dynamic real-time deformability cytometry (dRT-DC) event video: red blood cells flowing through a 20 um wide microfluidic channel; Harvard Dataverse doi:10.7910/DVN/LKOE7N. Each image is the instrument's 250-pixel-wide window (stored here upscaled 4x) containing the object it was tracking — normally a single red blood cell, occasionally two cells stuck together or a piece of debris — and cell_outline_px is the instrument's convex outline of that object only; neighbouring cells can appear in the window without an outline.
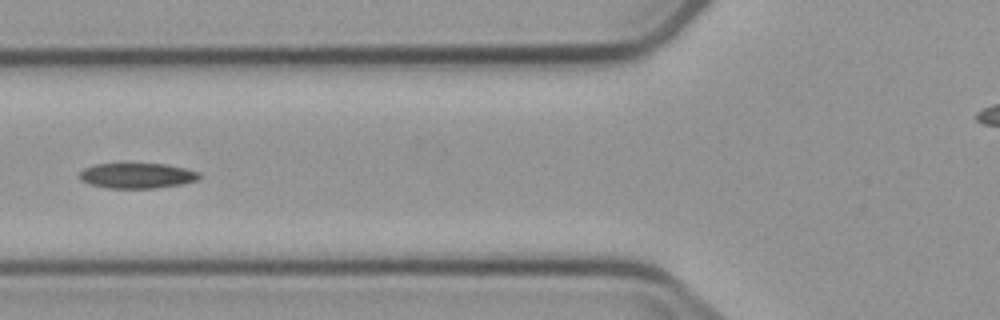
{"species": "common noctule bat (a hibernating species)", "species_latin": "Nyctalus noctula", "temperature_condition": "cold", "stored_images_in_passage": 9, "camera_frame_rate_fps": 3000, "um_per_image_px": 0.085, "animal": {"sex": "male", "body_mass_g": 23.1, "forearm_length_mm": 52.7}, "frame": {"image": 1, "passage_image": 6, "time_ms": 6.667, "image_size_px": [1000, 320], "cell_outline_px": [[200, 176], [196, 180], [180, 184], [156, 188], [108, 188], [92, 184], [80, 180], [80, 172], [84, 168], [96, 164], [164, 164], [184, 168], [200, 172]], "centroid_in_image_um": [11.65, 14.93], "position_along_channel_um": 114.2, "area_um2": 17.4}}
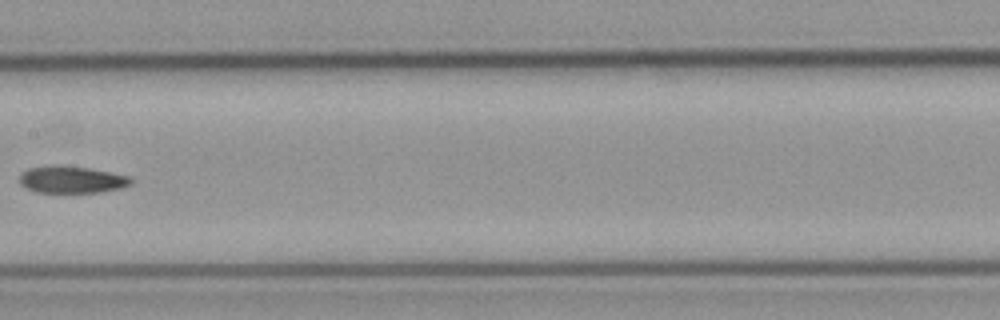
{"frame": {"image": 2, "passage_image": 8, "time_ms": 9.0, "image_size_px": [1000, 320], "cell_outline_px": [[132, 184], [120, 188], [96, 192], [36, 192], [20, 184], [20, 172], [28, 168], [48, 164], [60, 164], [88, 168], [132, 176]], "centroid_in_image_um": [6.07, 15.23], "position_along_channel_um": 201.3, "area_um2": 17.74}}
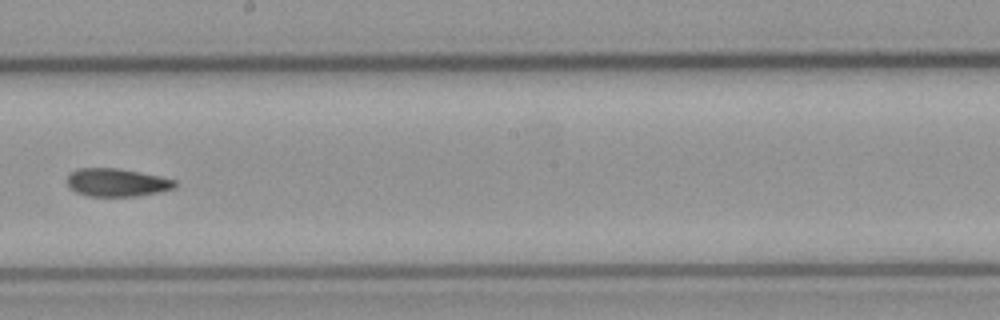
{"frame": {"image": 3, "passage_image": 9, "time_ms": 10.0, "image_size_px": [1000, 320], "cell_outline_px": [[176, 188], [160, 192], [136, 196], [88, 196], [76, 192], [68, 184], [68, 176], [72, 172], [80, 168], [116, 168], [140, 172], [160, 176], [176, 180]], "centroid_in_image_um": [9.98, 15.51], "position_along_channel_um": 238.2, "area_um2": 17.51}}